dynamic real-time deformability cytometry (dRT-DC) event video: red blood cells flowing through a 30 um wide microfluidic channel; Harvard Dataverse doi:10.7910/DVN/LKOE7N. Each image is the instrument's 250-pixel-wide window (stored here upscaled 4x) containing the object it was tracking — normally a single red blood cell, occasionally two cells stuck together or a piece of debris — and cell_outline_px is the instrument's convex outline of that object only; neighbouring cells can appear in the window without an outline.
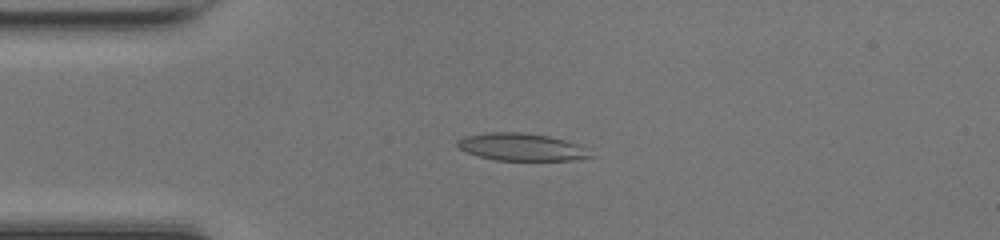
{"species": "common noctule bat (a hibernating species)", "species_latin": "Nyctalus noctula", "temperature_condition": "room temperature", "stored_images_in_passage": 49, "camera_frame_rate_fps": 3000, "um_per_image_px": 0.085, "animal": {"sex": "female", "body_mass_g": 17.0, "forearm_length_mm": 48.0}, "frame": {"image": 1, "passage_image": 12, "time_ms": 3.667, "image_size_px": [1000, 240], "cell_outline_px": [[592, 156], [572, 160], [496, 160], [480, 156], [468, 152], [460, 148], [456, 144], [456, 140], [464, 136], [488, 132], [524, 132], [548, 136], [580, 144]], "centroid_in_image_um": [44.29, 12.48], "position_along_channel_um": 40.7, "area_um2": 21.04}}
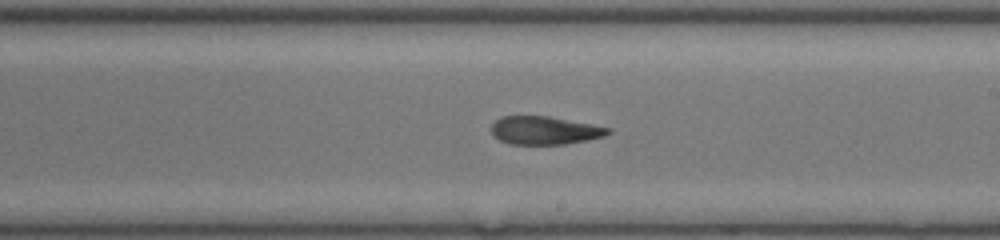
{"frame": {"image": 2, "passage_image": 28, "time_ms": 9.0, "image_size_px": [1000, 240], "cell_outline_px": [[612, 132], [604, 136], [588, 140], [564, 144], [508, 144], [492, 136], [492, 124], [500, 116], [548, 116], [592, 124], [608, 128]], "centroid_in_image_um": [46.27, 11.08], "position_along_channel_um": 242.7, "area_um2": 19.13}}
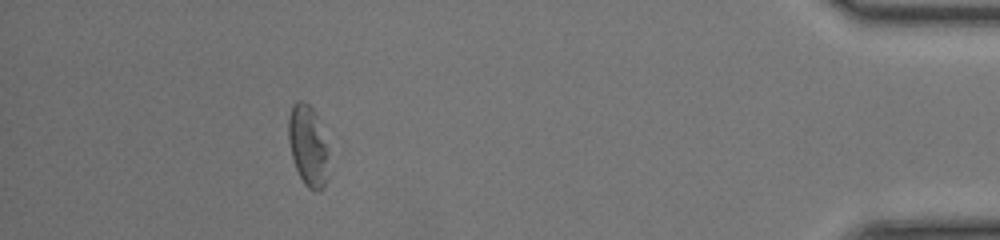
{"frame": {"image": 3, "passage_image": 44, "time_ms": 14.333, "image_size_px": [1000, 240], "cell_outline_px": [[328, 176], [324, 188], [316, 192], [308, 188], [304, 184], [296, 168], [292, 156], [288, 140], [288, 116], [292, 104], [296, 100], [304, 100], [312, 108], [316, 116], [328, 152]], "centroid_in_image_um": [26.16, 12.4], "position_along_channel_um": 409.0, "area_um2": 18.96}, "authors_computed_cell_mechanics": {"area_um2": 20.1722, "velocity_mm_per_s": 4.2592, "shape_relaxation_time_tau1_ms": null, "shape_relaxation_time_tau2_ms": 8.283, "deformation_change_tau1": null, "deformation_change_tau2": 0.2132}}